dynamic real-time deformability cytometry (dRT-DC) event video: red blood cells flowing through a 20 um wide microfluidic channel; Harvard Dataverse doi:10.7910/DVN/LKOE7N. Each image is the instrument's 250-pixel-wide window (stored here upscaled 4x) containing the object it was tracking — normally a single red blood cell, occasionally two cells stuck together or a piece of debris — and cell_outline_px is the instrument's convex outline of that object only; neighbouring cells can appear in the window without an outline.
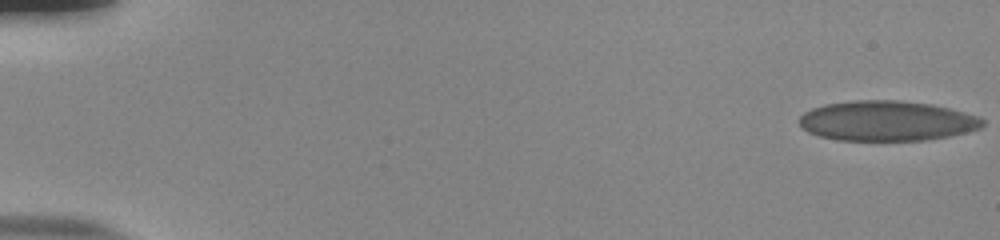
{"species": "human", "species_latin": "Homo sapiens", "temperature_condition": "room temperature", "stored_images_in_passage": 54, "camera_frame_rate_fps": 3000, "um_per_image_px": 0.085, "donor": {"sex": "male"}, "frame": {"image": 1, "passage_image": 1, "time_ms": 0.0, "image_size_px": [1000, 240], "cell_outline_px": [[984, 124], [980, 128], [948, 136], [924, 140], [836, 140], [820, 136], [808, 132], [800, 124], [800, 116], [804, 112], [812, 108], [824, 104], [856, 100], [896, 100], [932, 104], [980, 116], [984, 120]], "centroid_in_image_um": [75.38, 10.27], "position_along_channel_um": 9.6, "area_um2": 42.66}}
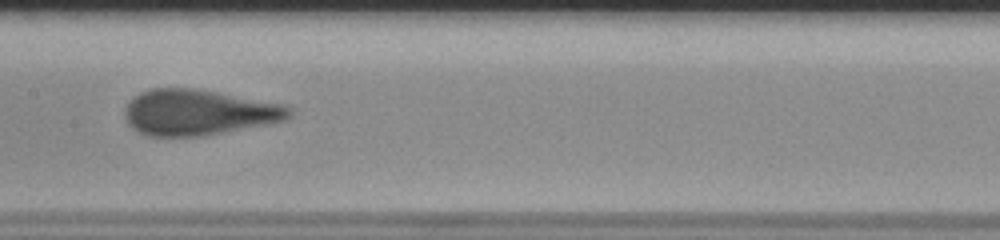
{"frame": {"image": 2, "passage_image": 29, "time_ms": 9.333, "image_size_px": [1000, 240], "cell_outline_px": [[292, 112], [284, 120], [264, 124], [200, 136], [148, 136], [132, 128], [128, 124], [124, 116], [124, 108], [140, 92], [152, 88], [192, 88], [280, 104], [288, 108]], "centroid_in_image_um": [16.77, 9.56], "position_along_channel_um": 190.6, "area_um2": 42.77}}
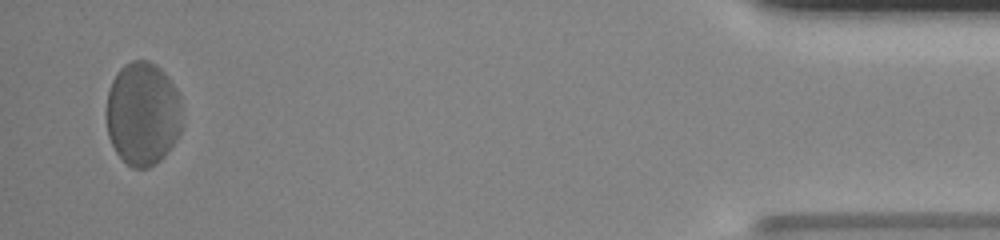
{"frame": {"image": 3, "passage_image": 53, "time_ms": 17.333, "image_size_px": [1000, 240], "cell_outline_px": [[184, 124], [176, 140], [168, 152], [156, 164], [148, 168], [132, 168], [116, 152], [108, 136], [104, 116], [108, 92], [112, 80], [120, 68], [124, 64], [132, 60], [148, 60], [156, 64], [164, 72], [176, 88], [180, 96], [184, 116]], "centroid_in_image_um": [12.15, 9.66], "position_along_channel_um": 423.1, "area_um2": 46.88}, "authors_computed_cell_mechanics": {"area_um2": 42.772, "velocity_mm_per_s": 3.7881, "shape_relaxation_time_tau1_ms": 4.0636, "shape_relaxation_time_tau2_ms": null, "deformation_change_tau1": 0.1257, "deformation_change_tau2": null}}